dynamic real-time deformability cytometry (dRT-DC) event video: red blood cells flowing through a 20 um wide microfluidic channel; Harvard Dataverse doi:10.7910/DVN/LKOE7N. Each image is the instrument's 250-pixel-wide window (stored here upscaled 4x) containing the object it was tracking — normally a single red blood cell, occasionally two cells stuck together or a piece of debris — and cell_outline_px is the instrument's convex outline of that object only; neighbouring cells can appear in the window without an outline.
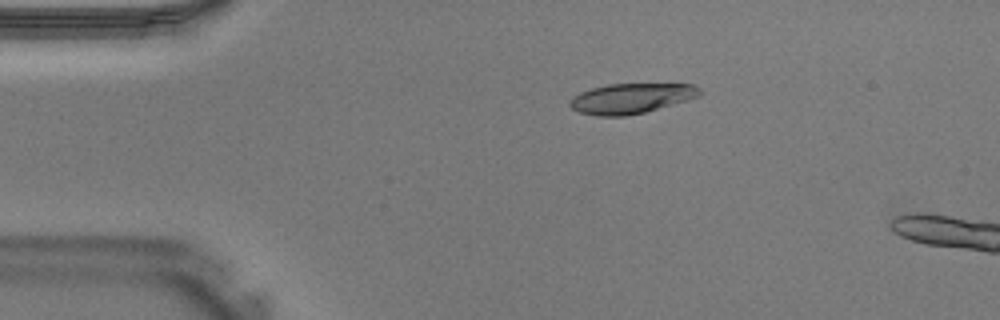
{"species": "Egyptian fruit bat (a non-hibernating species)", "species_latin": "Rousettus aegyptiacus", "temperature_condition": "warm", "stored_images_in_passage": 5, "camera_frame_rate_fps": 3000, "um_per_image_px": 0.085, "animal": {"sex": "male"}, "frame": {"image": 1, "passage_image": 2, "time_ms": 0.333, "image_size_px": [1000, 320], "cell_outline_px": [[700, 96], [688, 100], [644, 112], [624, 116], [596, 116], [580, 112], [572, 108], [568, 104], [572, 96], [580, 92], [592, 88], [608, 84], [692, 84], [700, 88]], "centroid_in_image_um": [53.63, 8.36], "position_along_channel_um": 31.4, "area_um2": 22.72}}